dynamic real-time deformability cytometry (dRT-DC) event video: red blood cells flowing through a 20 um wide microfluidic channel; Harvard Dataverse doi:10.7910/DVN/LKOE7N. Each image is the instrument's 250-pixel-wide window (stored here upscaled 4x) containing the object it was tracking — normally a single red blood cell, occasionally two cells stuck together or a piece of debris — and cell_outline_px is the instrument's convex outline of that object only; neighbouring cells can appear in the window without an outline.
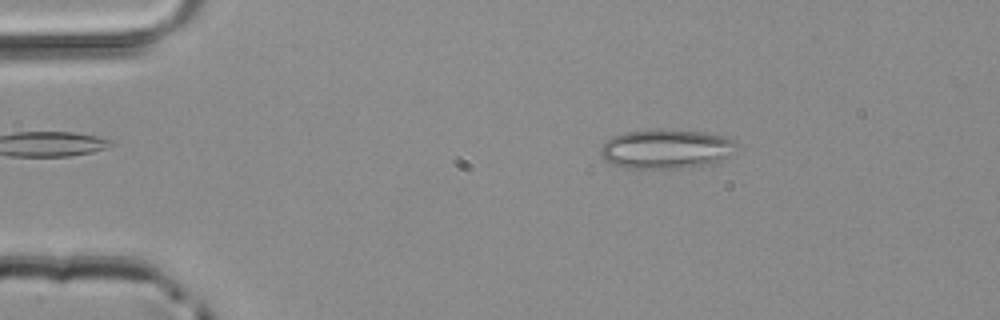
{"species": "common noctule bat (a hibernating species)", "species_latin": "Nyctalus noctula", "temperature_condition": "room temperature", "stored_images_in_passage": 48, "camera_frame_rate_fps": 3000, "um_per_image_px": 0.085, "animal": {"sex": "male", "body_mass_g": 20.4}, "frame": {"image": 1, "passage_image": 8, "time_ms": 2.333, "image_size_px": [1000, 320], "cell_outline_px": [[736, 152], [732, 156], [712, 164], [684, 168], [624, 168], [612, 164], [604, 160], [600, 156], [600, 148], [612, 136], [624, 132], [656, 128], [668, 128], [700, 132], [724, 136], [736, 140]], "centroid_in_image_um": [56.65, 12.65], "position_along_channel_um": 28.4, "area_um2": 31.96}}
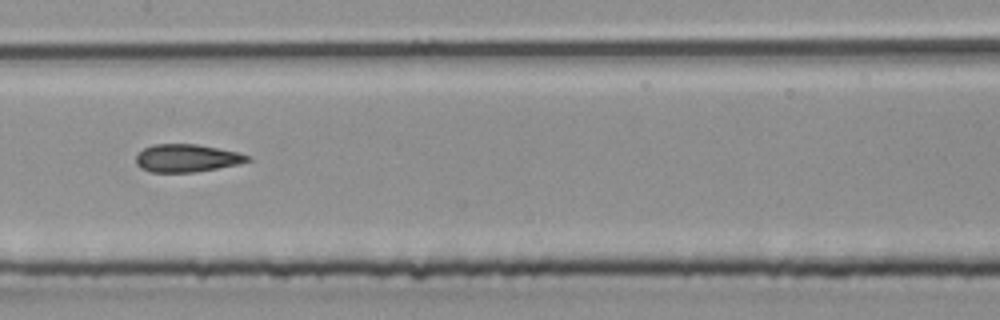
{"frame": {"image": 2, "passage_image": 24, "time_ms": 7.667, "image_size_px": [1000, 320], "cell_outline_px": [[252, 160], [240, 164], [196, 172], [152, 172], [140, 168], [136, 164], [136, 156], [144, 148], [152, 144], [196, 144], [240, 152], [252, 156]], "centroid_in_image_um": [15.93, 13.44], "position_along_channel_um": 191.5, "area_um2": 18.26}}
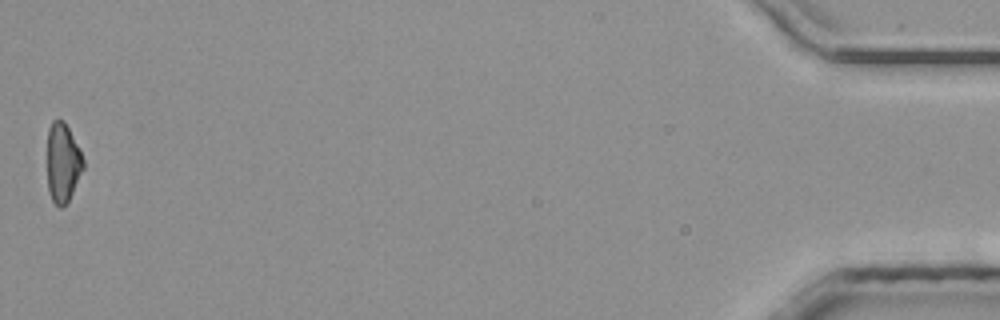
{"frame": {"image": 3, "passage_image": 48, "time_ms": 15.667, "image_size_px": [1000, 320], "cell_outline_px": [[84, 168], [68, 200], [60, 208], [52, 200], [48, 188], [48, 128], [52, 120], [64, 120], [80, 148], [84, 160]], "centroid_in_image_um": [5.35, 13.78], "position_along_channel_um": 429.9, "area_um2": 16.53}}